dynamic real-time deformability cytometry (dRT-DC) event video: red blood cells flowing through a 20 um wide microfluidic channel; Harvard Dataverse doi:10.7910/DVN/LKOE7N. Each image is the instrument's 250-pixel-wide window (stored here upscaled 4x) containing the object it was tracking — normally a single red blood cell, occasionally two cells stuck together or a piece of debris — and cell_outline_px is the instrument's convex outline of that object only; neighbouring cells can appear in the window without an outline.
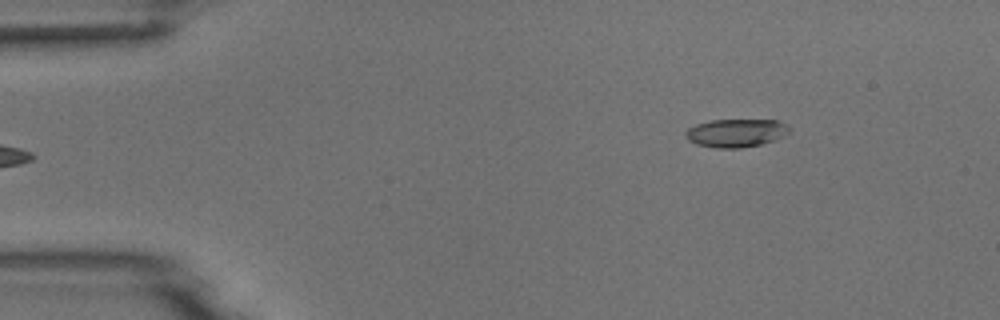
{"species": "common noctule bat (a hibernating species)", "species_latin": "Nyctalus noctula", "temperature_condition": "room temperature", "stored_images_in_passage": 5, "camera_frame_rate_fps": 3000, "um_per_image_px": 0.085, "animal": {"sex": "male", "body_mass_g": 18.8}, "frame": {"image": 1, "passage_image": 5, "time_ms": 5.333, "image_size_px": [1000, 320], "cell_outline_px": [[792, 132], [776, 140], [760, 144], [740, 148], [716, 148], [696, 144], [688, 140], [684, 136], [684, 132], [688, 128], [696, 124], [712, 120], [776, 120], [788, 124], [792, 128]], "centroid_in_image_um": [62.6, 11.3], "position_along_channel_um": 22.4, "area_um2": 17.34}}